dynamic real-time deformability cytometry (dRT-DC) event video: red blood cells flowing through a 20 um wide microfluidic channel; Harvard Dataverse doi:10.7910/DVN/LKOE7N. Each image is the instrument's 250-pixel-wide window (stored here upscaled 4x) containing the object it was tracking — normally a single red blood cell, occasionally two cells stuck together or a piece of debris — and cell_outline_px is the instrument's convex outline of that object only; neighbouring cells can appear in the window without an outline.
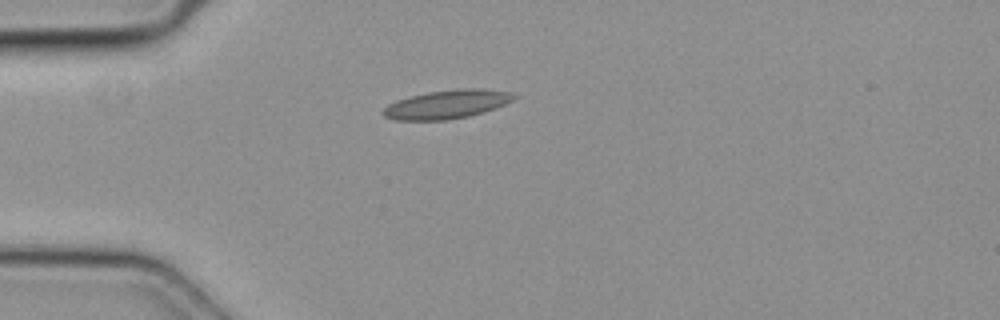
{"species": "common noctule bat (a hibernating species)", "species_latin": "Nyctalus noctula", "temperature_condition": "cold", "stored_images_in_passage": 31, "camera_frame_rate_fps": 3000, "um_per_image_px": 0.085, "animal": {"sex": "female", "body_mass_g": 19.3, "forearm_length_mm": 54.1}, "frame": {"image": 1, "passage_image": 1, "time_ms": 0.0, "image_size_px": [1000, 320], "cell_outline_px": [[516, 96], [512, 100], [496, 108], [484, 112], [468, 116], [448, 120], [396, 120], [384, 116], [380, 112], [388, 104], [396, 100], [428, 92], [460, 88], [480, 88], [512, 92]], "centroid_in_image_um": [37.98, 8.86], "position_along_channel_um": 47.0, "area_um2": 21.85}}
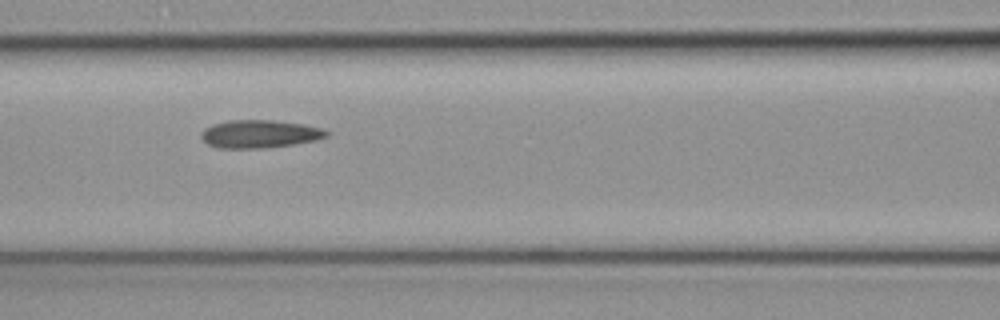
{"frame": {"image": 2, "passage_image": 9, "time_ms": 2.667, "image_size_px": [1000, 320], "cell_outline_px": [[332, 132], [328, 136], [316, 140], [292, 144], [264, 148], [216, 148], [208, 144], [200, 136], [204, 128], [228, 120], [272, 120], [304, 124], [320, 128]], "centroid_in_image_um": [22.09, 11.38], "position_along_channel_um": 144.5, "area_um2": 20.35}}
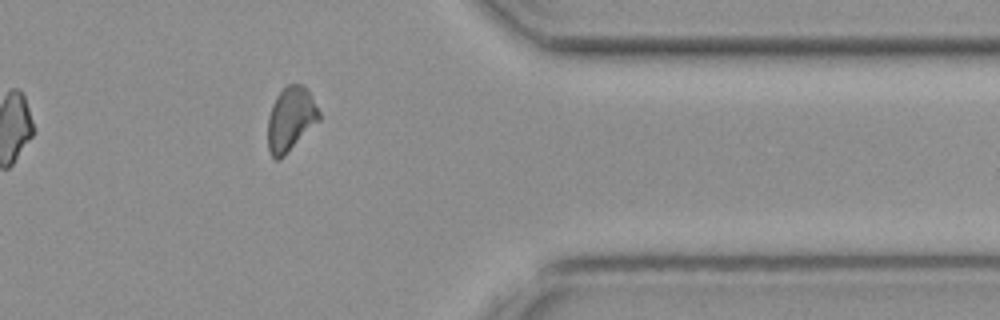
{"frame": {"image": 3, "passage_image": 27, "time_ms": 8.667, "image_size_px": [1000, 320], "cell_outline_px": [[320, 120], [280, 160], [276, 160], [268, 152], [268, 116], [272, 104], [276, 96], [288, 84], [304, 84], [308, 88], [320, 112]], "centroid_in_image_um": [24.71, 10.11], "position_along_channel_um": 386.7, "area_um2": 19.36}}